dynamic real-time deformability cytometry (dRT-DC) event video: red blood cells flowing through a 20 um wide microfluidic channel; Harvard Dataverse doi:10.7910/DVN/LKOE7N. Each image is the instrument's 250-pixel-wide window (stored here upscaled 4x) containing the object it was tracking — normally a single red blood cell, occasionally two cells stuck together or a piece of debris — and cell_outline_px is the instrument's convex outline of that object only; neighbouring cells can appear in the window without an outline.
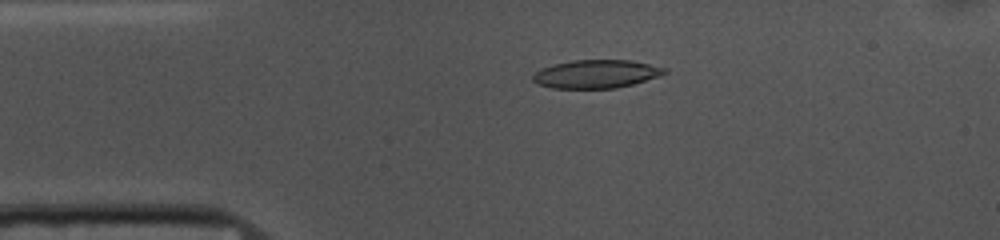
{"species": "common noctule bat (a hibernating species)", "species_latin": "Nyctalus noctula", "temperature_condition": "cold", "stored_images_in_passage": 53, "camera_frame_rate_fps": 3000, "um_per_image_px": 0.085, "animal": {"sex": "female", "body_mass_g": 10.0, "forearm_length_mm": 53.1}, "frame": {"image": 1, "passage_image": 10, "time_ms": 3.0, "image_size_px": [1000, 240], "cell_outline_px": [[668, 72], [660, 76], [632, 84], [616, 88], [552, 88], [536, 84], [532, 80], [532, 76], [540, 68], [552, 64], [572, 60], [632, 60], [668, 68]], "centroid_in_image_um": [50.67, 6.28], "position_along_channel_um": 34.3, "area_um2": 21.91}}
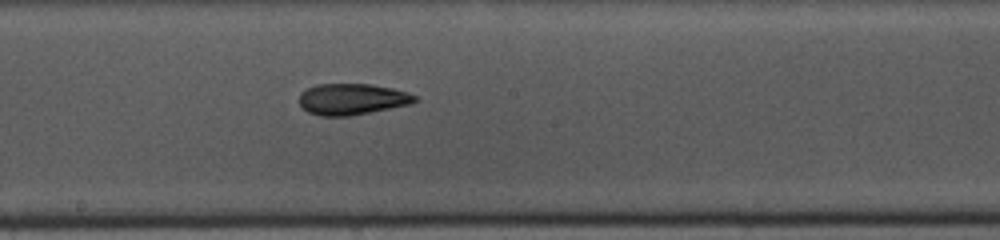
{"frame": {"image": 2, "passage_image": 27, "time_ms": 8.667, "image_size_px": [1000, 240], "cell_outline_px": [[416, 100], [412, 104], [348, 116], [320, 116], [308, 112], [300, 104], [300, 92], [316, 84], [368, 84], [392, 88], [408, 92], [416, 96]], "centroid_in_image_um": [29.92, 8.43], "position_along_channel_um": 218.3, "area_um2": 20.92}}
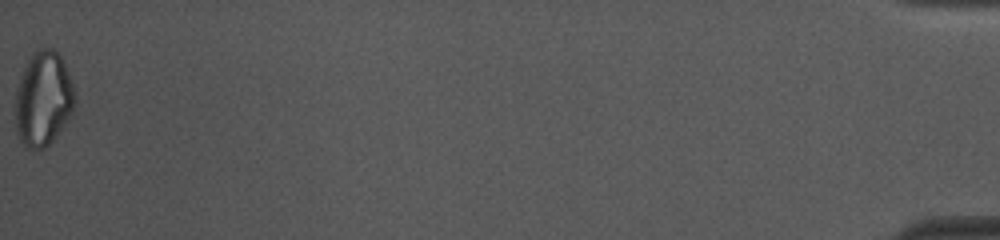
{"frame": {"image": 3, "passage_image": 53, "time_ms": 17.333, "image_size_px": [1000, 240], "cell_outline_px": [[76, 100], [72, 112], [68, 120], [52, 140], [44, 148], [28, 148], [20, 140], [16, 132], [16, 88], [20, 76], [28, 56], [32, 52], [40, 48], [52, 48], [60, 56], [72, 80], [76, 96]], "centroid_in_image_um": [3.68, 8.36], "position_along_channel_um": 431.5, "area_um2": 32.89}, "authors_computed_cell_mechanics": {"area_um2": 21.8484, "velocity_mm_per_s": 3.6975, "shape_relaxation_time_tau1_ms": 4.908, "shape_relaxation_time_tau2_ms": 4.7583, "deformation_change_tau1": 0.1594, "deformation_change_tau2": 0.1361}}